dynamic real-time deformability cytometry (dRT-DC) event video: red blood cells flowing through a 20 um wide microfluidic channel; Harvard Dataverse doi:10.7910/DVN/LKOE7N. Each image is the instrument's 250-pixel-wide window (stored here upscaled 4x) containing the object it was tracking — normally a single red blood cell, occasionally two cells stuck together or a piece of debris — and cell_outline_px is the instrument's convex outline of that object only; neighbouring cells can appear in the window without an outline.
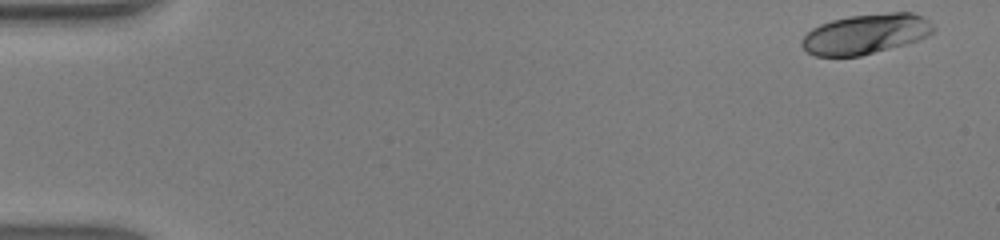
{"species": "human", "species_latin": "Homo sapiens", "temperature_condition": "warm", "stored_images_in_passage": 47, "camera_frame_rate_fps": 3000, "um_per_image_px": 0.085, "donor": {"sex": "male"}, "frame": {"image": 1, "passage_image": 1, "time_ms": 0.0, "image_size_px": [1000, 240], "cell_outline_px": [[936, 28], [928, 36], [908, 44], [860, 56], [816, 56], [808, 52], [800, 44], [800, 40], [812, 28], [820, 24], [832, 20], [848, 16], [888, 12], [912, 12], [928, 20]], "centroid_in_image_um": [73.59, 2.89], "position_along_channel_um": 11.4, "area_um2": 30.87}}
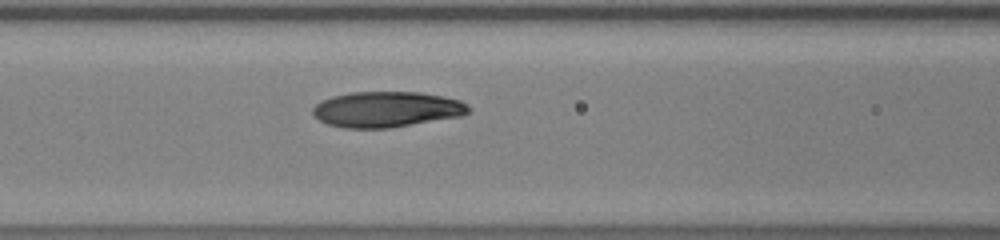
{"frame": {"image": 2, "passage_image": 20, "time_ms": 6.333, "image_size_px": [1000, 240], "cell_outline_px": [[472, 108], [464, 116], [388, 128], [344, 128], [328, 124], [320, 120], [312, 112], [312, 108], [320, 100], [332, 96], [352, 92], [420, 92], [444, 96], [460, 100], [468, 104]], "centroid_in_image_um": [32.9, 9.29], "position_along_channel_um": 133.7, "area_um2": 32.6}}
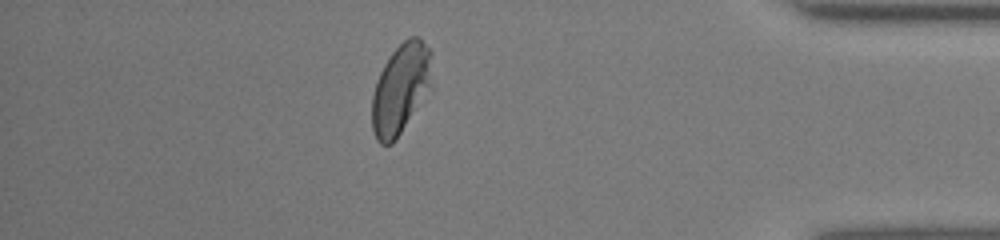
{"frame": {"image": 3, "passage_image": 41, "time_ms": 13.333, "image_size_px": [1000, 240], "cell_outline_px": [[436, 88], [396, 140], [392, 144], [380, 144], [376, 140], [372, 128], [372, 96], [380, 72], [384, 64], [392, 52], [408, 36], [420, 36], [432, 52]], "centroid_in_image_um": [34.18, 7.55], "position_along_channel_um": 401.0, "area_um2": 33.29}, "authors_computed_cell_mechanics": {"area_um2": 32.4258, "velocity_mm_per_s": 4.3336, "shape_relaxation_time_tau1_ms": 6.1533, "shape_relaxation_time_tau2_ms": 1.4868, "deformation_change_tau1": 0.2521, "deformation_change_tau2": 0.0493}}